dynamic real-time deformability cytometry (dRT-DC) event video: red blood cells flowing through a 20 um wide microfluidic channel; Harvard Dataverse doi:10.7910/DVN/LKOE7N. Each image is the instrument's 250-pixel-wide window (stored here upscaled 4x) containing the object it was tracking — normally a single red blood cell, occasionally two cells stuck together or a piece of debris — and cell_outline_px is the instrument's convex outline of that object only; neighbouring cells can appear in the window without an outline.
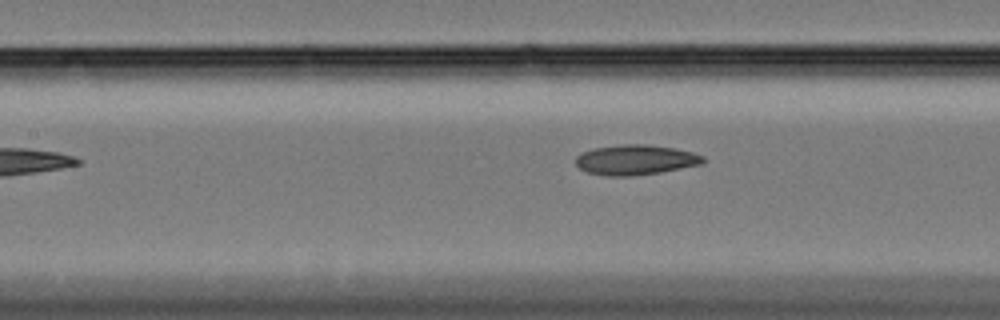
{"species": "Egyptian fruit bat (a non-hibernating species)", "species_latin": "Rousettus aegyptiacus", "temperature_condition": "cold", "stored_images_in_passage": 11, "camera_frame_rate_fps": 3000, "um_per_image_px": 0.085, "animal": {"sex": "female"}, "frame": {"image": 1, "passage_image": 8, "time_ms": 2.333, "image_size_px": [1000, 320], "cell_outline_px": [[708, 160], [704, 164], [660, 172], [632, 176], [604, 176], [588, 172], [580, 168], [576, 164], [576, 156], [580, 152], [592, 148], [620, 144], [648, 144], [676, 148], [692, 152], [704, 156]], "centroid_in_image_um": [54.04, 13.58], "position_along_channel_um": 153.4, "area_um2": 22.72}}